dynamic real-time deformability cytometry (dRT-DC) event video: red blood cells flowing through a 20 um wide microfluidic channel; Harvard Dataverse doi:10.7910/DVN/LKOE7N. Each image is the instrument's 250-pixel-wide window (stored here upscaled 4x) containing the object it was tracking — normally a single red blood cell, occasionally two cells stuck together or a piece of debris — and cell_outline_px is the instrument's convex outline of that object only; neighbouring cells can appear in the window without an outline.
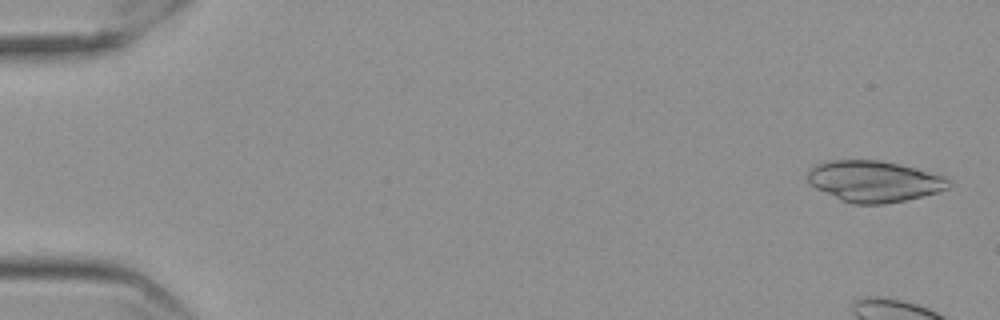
{"species": "Egyptian fruit bat (a non-hibernating species)", "species_latin": "Rousettus aegyptiacus", "temperature_condition": "cold", "stored_images_in_passage": 9, "camera_frame_rate_fps": 3000, "um_per_image_px": 0.085, "frame": {"image": 1, "passage_image": 2, "time_ms": 0.333, "image_size_px": [1000, 320], "cell_outline_px": [[952, 184], [948, 188], [936, 192], [904, 200], [884, 204], [852, 204], [840, 200], [808, 184], [808, 172], [816, 164], [832, 160], [880, 160], [900, 164], [944, 176]], "centroid_in_image_um": [74.27, 15.41], "position_along_channel_um": 10.7, "area_um2": 33.64}}